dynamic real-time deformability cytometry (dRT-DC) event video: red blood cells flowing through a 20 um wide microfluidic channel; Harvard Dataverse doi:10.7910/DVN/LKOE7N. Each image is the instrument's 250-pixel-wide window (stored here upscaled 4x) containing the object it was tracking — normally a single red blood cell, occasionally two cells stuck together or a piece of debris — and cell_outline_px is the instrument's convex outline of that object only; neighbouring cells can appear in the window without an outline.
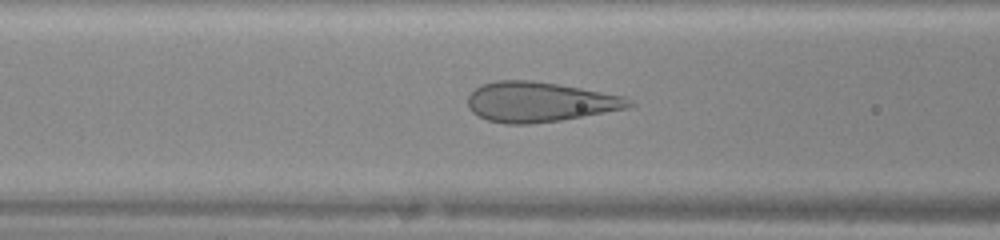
{"species": "human", "species_latin": "Homo sapiens", "temperature_condition": "warm", "stored_images_in_passage": 31, "camera_frame_rate_fps": 3000, "um_per_image_px": 0.085, "donor": {"sex": "female"}, "frame": {"image": 1, "passage_image": 4, "time_ms": 1.0, "image_size_px": [1000, 240], "cell_outline_px": [[636, 104], [628, 108], [560, 120], [528, 124], [504, 124], [488, 120], [472, 112], [468, 108], [468, 96], [476, 88], [484, 84], [496, 80], [532, 80], [580, 88], [624, 96], [632, 100]], "centroid_in_image_um": [45.87, 8.66], "position_along_channel_um": 120.7, "area_um2": 37.34}}
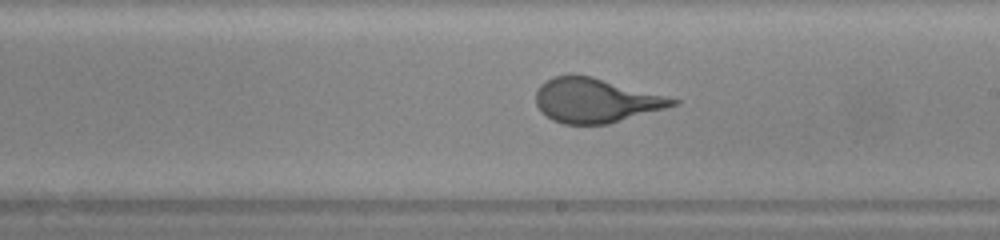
{"frame": {"image": 2, "passage_image": 12, "time_ms": 3.667, "image_size_px": [1000, 240], "cell_outline_px": [[680, 104], [608, 124], [564, 124], [552, 120], [536, 104], [536, 92], [540, 84], [556, 76], [592, 76], [680, 100]], "centroid_in_image_um": [50.65, 8.55], "position_along_channel_um": 238.4, "area_um2": 34.74}}
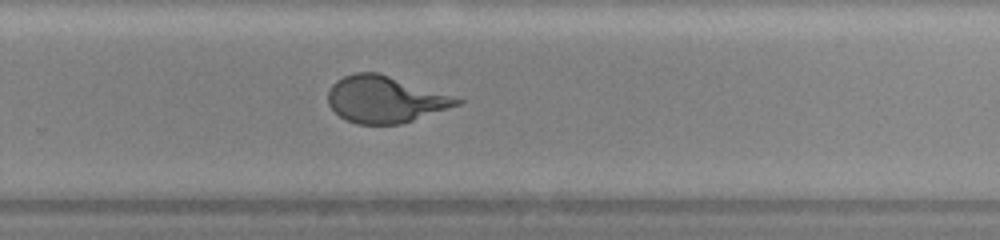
{"frame": {"image": 3, "passage_image": 16, "time_ms": 5.0, "image_size_px": [1000, 240], "cell_outline_px": [[464, 100], [460, 104], [400, 124], [356, 124], [340, 116], [328, 104], [328, 92], [332, 84], [336, 80], [344, 76], [356, 72], [376, 72], [452, 96]], "centroid_in_image_um": [32.67, 8.45], "position_along_channel_um": 297.1, "area_um2": 34.33}}